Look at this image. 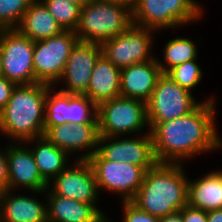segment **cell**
Wrapping results in <instances>:
<instances>
[{
  "label": "cell",
  "instance_id": "cell-1",
  "mask_svg": "<svg viewBox=\"0 0 222 222\" xmlns=\"http://www.w3.org/2000/svg\"><path fill=\"white\" fill-rule=\"evenodd\" d=\"M217 103L201 101L185 116L156 123L150 129L156 161L184 164L198 155L222 150L216 126Z\"/></svg>",
  "mask_w": 222,
  "mask_h": 222
},
{
  "label": "cell",
  "instance_id": "cell-2",
  "mask_svg": "<svg viewBox=\"0 0 222 222\" xmlns=\"http://www.w3.org/2000/svg\"><path fill=\"white\" fill-rule=\"evenodd\" d=\"M185 164L156 163L146 171L142 185L131 200L139 209L162 218L180 211L188 202Z\"/></svg>",
  "mask_w": 222,
  "mask_h": 222
},
{
  "label": "cell",
  "instance_id": "cell-3",
  "mask_svg": "<svg viewBox=\"0 0 222 222\" xmlns=\"http://www.w3.org/2000/svg\"><path fill=\"white\" fill-rule=\"evenodd\" d=\"M52 87L44 83L16 86L0 111V138L25 142L44 135L45 101Z\"/></svg>",
  "mask_w": 222,
  "mask_h": 222
},
{
  "label": "cell",
  "instance_id": "cell-4",
  "mask_svg": "<svg viewBox=\"0 0 222 222\" xmlns=\"http://www.w3.org/2000/svg\"><path fill=\"white\" fill-rule=\"evenodd\" d=\"M132 9L119 3L89 0L81 6L76 36L80 41L102 43L132 25Z\"/></svg>",
  "mask_w": 222,
  "mask_h": 222
},
{
  "label": "cell",
  "instance_id": "cell-5",
  "mask_svg": "<svg viewBox=\"0 0 222 222\" xmlns=\"http://www.w3.org/2000/svg\"><path fill=\"white\" fill-rule=\"evenodd\" d=\"M204 14L191 0H136L132 23L160 33L168 29L174 32L201 21Z\"/></svg>",
  "mask_w": 222,
  "mask_h": 222
},
{
  "label": "cell",
  "instance_id": "cell-6",
  "mask_svg": "<svg viewBox=\"0 0 222 222\" xmlns=\"http://www.w3.org/2000/svg\"><path fill=\"white\" fill-rule=\"evenodd\" d=\"M99 136L119 137L149 133L146 103L115 97L97 105Z\"/></svg>",
  "mask_w": 222,
  "mask_h": 222
},
{
  "label": "cell",
  "instance_id": "cell-7",
  "mask_svg": "<svg viewBox=\"0 0 222 222\" xmlns=\"http://www.w3.org/2000/svg\"><path fill=\"white\" fill-rule=\"evenodd\" d=\"M173 81L167 74L158 78L149 101L146 103L149 129L156 123L170 121L192 112L201 101H217L211 96L198 102L196 96Z\"/></svg>",
  "mask_w": 222,
  "mask_h": 222
},
{
  "label": "cell",
  "instance_id": "cell-8",
  "mask_svg": "<svg viewBox=\"0 0 222 222\" xmlns=\"http://www.w3.org/2000/svg\"><path fill=\"white\" fill-rule=\"evenodd\" d=\"M94 172L99 194L107 191L120 201H131L143 183L146 171L127 162L107 161L95 152L87 160Z\"/></svg>",
  "mask_w": 222,
  "mask_h": 222
},
{
  "label": "cell",
  "instance_id": "cell-9",
  "mask_svg": "<svg viewBox=\"0 0 222 222\" xmlns=\"http://www.w3.org/2000/svg\"><path fill=\"white\" fill-rule=\"evenodd\" d=\"M78 40L75 31L64 30L58 35L34 42L32 60L35 83L54 87L62 77L71 49Z\"/></svg>",
  "mask_w": 222,
  "mask_h": 222
},
{
  "label": "cell",
  "instance_id": "cell-10",
  "mask_svg": "<svg viewBox=\"0 0 222 222\" xmlns=\"http://www.w3.org/2000/svg\"><path fill=\"white\" fill-rule=\"evenodd\" d=\"M153 29L131 25L124 33L101 43L102 55L117 68L150 61L155 58Z\"/></svg>",
  "mask_w": 222,
  "mask_h": 222
},
{
  "label": "cell",
  "instance_id": "cell-11",
  "mask_svg": "<svg viewBox=\"0 0 222 222\" xmlns=\"http://www.w3.org/2000/svg\"><path fill=\"white\" fill-rule=\"evenodd\" d=\"M34 41L17 29H0V54L3 77L18 85L35 84Z\"/></svg>",
  "mask_w": 222,
  "mask_h": 222
},
{
  "label": "cell",
  "instance_id": "cell-12",
  "mask_svg": "<svg viewBox=\"0 0 222 222\" xmlns=\"http://www.w3.org/2000/svg\"><path fill=\"white\" fill-rule=\"evenodd\" d=\"M48 188L55 195L89 203L106 219L109 217L98 207L100 195L94 172L87 160H74L48 183Z\"/></svg>",
  "mask_w": 222,
  "mask_h": 222
},
{
  "label": "cell",
  "instance_id": "cell-13",
  "mask_svg": "<svg viewBox=\"0 0 222 222\" xmlns=\"http://www.w3.org/2000/svg\"><path fill=\"white\" fill-rule=\"evenodd\" d=\"M96 152L107 161L127 162L145 171L157 163L150 132L119 137L99 136Z\"/></svg>",
  "mask_w": 222,
  "mask_h": 222
},
{
  "label": "cell",
  "instance_id": "cell-14",
  "mask_svg": "<svg viewBox=\"0 0 222 222\" xmlns=\"http://www.w3.org/2000/svg\"><path fill=\"white\" fill-rule=\"evenodd\" d=\"M98 123L97 105L85 95L62 93L52 87L45 101L44 126Z\"/></svg>",
  "mask_w": 222,
  "mask_h": 222
},
{
  "label": "cell",
  "instance_id": "cell-15",
  "mask_svg": "<svg viewBox=\"0 0 222 222\" xmlns=\"http://www.w3.org/2000/svg\"><path fill=\"white\" fill-rule=\"evenodd\" d=\"M101 55L100 43L78 40L71 49L62 77L54 87L62 93L85 95L95 63Z\"/></svg>",
  "mask_w": 222,
  "mask_h": 222
},
{
  "label": "cell",
  "instance_id": "cell-16",
  "mask_svg": "<svg viewBox=\"0 0 222 222\" xmlns=\"http://www.w3.org/2000/svg\"><path fill=\"white\" fill-rule=\"evenodd\" d=\"M44 135L56 147L73 156L75 160H88L97 151L98 123H79L77 125L66 123L45 126Z\"/></svg>",
  "mask_w": 222,
  "mask_h": 222
},
{
  "label": "cell",
  "instance_id": "cell-17",
  "mask_svg": "<svg viewBox=\"0 0 222 222\" xmlns=\"http://www.w3.org/2000/svg\"><path fill=\"white\" fill-rule=\"evenodd\" d=\"M8 190L45 191L48 183L34 161L30 148L24 142H7Z\"/></svg>",
  "mask_w": 222,
  "mask_h": 222
},
{
  "label": "cell",
  "instance_id": "cell-18",
  "mask_svg": "<svg viewBox=\"0 0 222 222\" xmlns=\"http://www.w3.org/2000/svg\"><path fill=\"white\" fill-rule=\"evenodd\" d=\"M20 192L8 189L0 192V222H47L45 191Z\"/></svg>",
  "mask_w": 222,
  "mask_h": 222
},
{
  "label": "cell",
  "instance_id": "cell-19",
  "mask_svg": "<svg viewBox=\"0 0 222 222\" xmlns=\"http://www.w3.org/2000/svg\"><path fill=\"white\" fill-rule=\"evenodd\" d=\"M161 75L155 58L121 69L120 96L147 103Z\"/></svg>",
  "mask_w": 222,
  "mask_h": 222
},
{
  "label": "cell",
  "instance_id": "cell-20",
  "mask_svg": "<svg viewBox=\"0 0 222 222\" xmlns=\"http://www.w3.org/2000/svg\"><path fill=\"white\" fill-rule=\"evenodd\" d=\"M47 222H105L107 219L91 204L55 195L45 190Z\"/></svg>",
  "mask_w": 222,
  "mask_h": 222
},
{
  "label": "cell",
  "instance_id": "cell-21",
  "mask_svg": "<svg viewBox=\"0 0 222 222\" xmlns=\"http://www.w3.org/2000/svg\"><path fill=\"white\" fill-rule=\"evenodd\" d=\"M24 143L30 148L42 178L47 183L51 182L75 160L66 151L56 147L45 135Z\"/></svg>",
  "mask_w": 222,
  "mask_h": 222
},
{
  "label": "cell",
  "instance_id": "cell-22",
  "mask_svg": "<svg viewBox=\"0 0 222 222\" xmlns=\"http://www.w3.org/2000/svg\"><path fill=\"white\" fill-rule=\"evenodd\" d=\"M187 204L206 212L222 209V170H211L201 177L189 178Z\"/></svg>",
  "mask_w": 222,
  "mask_h": 222
},
{
  "label": "cell",
  "instance_id": "cell-23",
  "mask_svg": "<svg viewBox=\"0 0 222 222\" xmlns=\"http://www.w3.org/2000/svg\"><path fill=\"white\" fill-rule=\"evenodd\" d=\"M121 69L101 55L91 73L85 96L96 105L120 96Z\"/></svg>",
  "mask_w": 222,
  "mask_h": 222
},
{
  "label": "cell",
  "instance_id": "cell-24",
  "mask_svg": "<svg viewBox=\"0 0 222 222\" xmlns=\"http://www.w3.org/2000/svg\"><path fill=\"white\" fill-rule=\"evenodd\" d=\"M16 29L34 42L64 31L40 0L31 3Z\"/></svg>",
  "mask_w": 222,
  "mask_h": 222
},
{
  "label": "cell",
  "instance_id": "cell-25",
  "mask_svg": "<svg viewBox=\"0 0 222 222\" xmlns=\"http://www.w3.org/2000/svg\"><path fill=\"white\" fill-rule=\"evenodd\" d=\"M162 49L163 60L155 54V59L163 74L184 62L199 59L197 43L189 37H175L168 40ZM158 57V58H157Z\"/></svg>",
  "mask_w": 222,
  "mask_h": 222
},
{
  "label": "cell",
  "instance_id": "cell-26",
  "mask_svg": "<svg viewBox=\"0 0 222 222\" xmlns=\"http://www.w3.org/2000/svg\"><path fill=\"white\" fill-rule=\"evenodd\" d=\"M64 30L75 31L79 24L81 5L69 0H40Z\"/></svg>",
  "mask_w": 222,
  "mask_h": 222
},
{
  "label": "cell",
  "instance_id": "cell-27",
  "mask_svg": "<svg viewBox=\"0 0 222 222\" xmlns=\"http://www.w3.org/2000/svg\"><path fill=\"white\" fill-rule=\"evenodd\" d=\"M194 59L170 69L166 74L181 87L193 93L202 82L204 72L201 65Z\"/></svg>",
  "mask_w": 222,
  "mask_h": 222
},
{
  "label": "cell",
  "instance_id": "cell-28",
  "mask_svg": "<svg viewBox=\"0 0 222 222\" xmlns=\"http://www.w3.org/2000/svg\"><path fill=\"white\" fill-rule=\"evenodd\" d=\"M34 0H0V29H16Z\"/></svg>",
  "mask_w": 222,
  "mask_h": 222
},
{
  "label": "cell",
  "instance_id": "cell-29",
  "mask_svg": "<svg viewBox=\"0 0 222 222\" xmlns=\"http://www.w3.org/2000/svg\"><path fill=\"white\" fill-rule=\"evenodd\" d=\"M123 213L122 222H159V218L142 211L131 201H120Z\"/></svg>",
  "mask_w": 222,
  "mask_h": 222
},
{
  "label": "cell",
  "instance_id": "cell-30",
  "mask_svg": "<svg viewBox=\"0 0 222 222\" xmlns=\"http://www.w3.org/2000/svg\"><path fill=\"white\" fill-rule=\"evenodd\" d=\"M183 222H207V212L188 204L181 209Z\"/></svg>",
  "mask_w": 222,
  "mask_h": 222
},
{
  "label": "cell",
  "instance_id": "cell-31",
  "mask_svg": "<svg viewBox=\"0 0 222 222\" xmlns=\"http://www.w3.org/2000/svg\"><path fill=\"white\" fill-rule=\"evenodd\" d=\"M17 85L6 77H0V111L6 106Z\"/></svg>",
  "mask_w": 222,
  "mask_h": 222
},
{
  "label": "cell",
  "instance_id": "cell-32",
  "mask_svg": "<svg viewBox=\"0 0 222 222\" xmlns=\"http://www.w3.org/2000/svg\"><path fill=\"white\" fill-rule=\"evenodd\" d=\"M0 192L7 189L8 183V160L6 156V144L0 147Z\"/></svg>",
  "mask_w": 222,
  "mask_h": 222
},
{
  "label": "cell",
  "instance_id": "cell-33",
  "mask_svg": "<svg viewBox=\"0 0 222 222\" xmlns=\"http://www.w3.org/2000/svg\"><path fill=\"white\" fill-rule=\"evenodd\" d=\"M159 222H183L181 210L160 218Z\"/></svg>",
  "mask_w": 222,
  "mask_h": 222
},
{
  "label": "cell",
  "instance_id": "cell-34",
  "mask_svg": "<svg viewBox=\"0 0 222 222\" xmlns=\"http://www.w3.org/2000/svg\"><path fill=\"white\" fill-rule=\"evenodd\" d=\"M207 222H222V209L207 212Z\"/></svg>",
  "mask_w": 222,
  "mask_h": 222
},
{
  "label": "cell",
  "instance_id": "cell-35",
  "mask_svg": "<svg viewBox=\"0 0 222 222\" xmlns=\"http://www.w3.org/2000/svg\"><path fill=\"white\" fill-rule=\"evenodd\" d=\"M95 1H106V2H111V3H119V4L125 5L127 7H130L131 9H133L136 0H95Z\"/></svg>",
  "mask_w": 222,
  "mask_h": 222
},
{
  "label": "cell",
  "instance_id": "cell-36",
  "mask_svg": "<svg viewBox=\"0 0 222 222\" xmlns=\"http://www.w3.org/2000/svg\"><path fill=\"white\" fill-rule=\"evenodd\" d=\"M191 1L204 13V6L202 7L201 3L199 4L197 0H191Z\"/></svg>",
  "mask_w": 222,
  "mask_h": 222
},
{
  "label": "cell",
  "instance_id": "cell-37",
  "mask_svg": "<svg viewBox=\"0 0 222 222\" xmlns=\"http://www.w3.org/2000/svg\"><path fill=\"white\" fill-rule=\"evenodd\" d=\"M69 1H73L76 2L78 4H80L81 6L84 5L86 2H88L89 0H69Z\"/></svg>",
  "mask_w": 222,
  "mask_h": 222
},
{
  "label": "cell",
  "instance_id": "cell-38",
  "mask_svg": "<svg viewBox=\"0 0 222 222\" xmlns=\"http://www.w3.org/2000/svg\"><path fill=\"white\" fill-rule=\"evenodd\" d=\"M3 76V73H2V63H1V54H0V77Z\"/></svg>",
  "mask_w": 222,
  "mask_h": 222
},
{
  "label": "cell",
  "instance_id": "cell-39",
  "mask_svg": "<svg viewBox=\"0 0 222 222\" xmlns=\"http://www.w3.org/2000/svg\"><path fill=\"white\" fill-rule=\"evenodd\" d=\"M110 218V219H109ZM112 220V221H111ZM105 222H114L112 217H108V219Z\"/></svg>",
  "mask_w": 222,
  "mask_h": 222
}]
</instances>
